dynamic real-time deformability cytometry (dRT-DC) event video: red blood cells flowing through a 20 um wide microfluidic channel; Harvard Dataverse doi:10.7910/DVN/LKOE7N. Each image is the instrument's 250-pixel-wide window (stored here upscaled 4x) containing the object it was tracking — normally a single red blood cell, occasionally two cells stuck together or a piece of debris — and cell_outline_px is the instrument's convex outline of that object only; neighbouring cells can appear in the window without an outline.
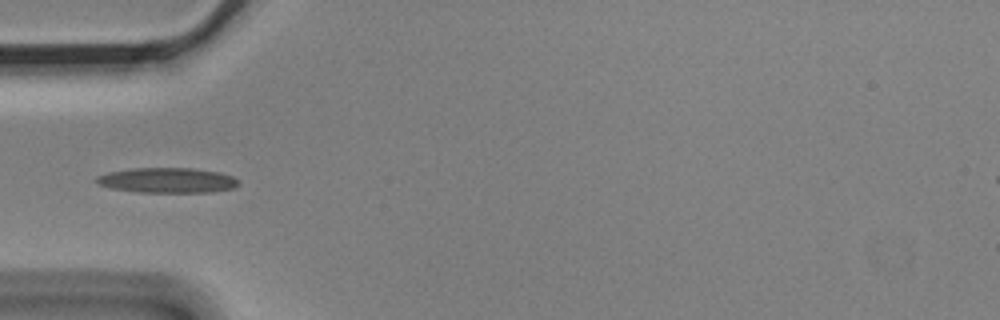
{"species": "Egyptian fruit bat (a non-hibernating species)", "species_latin": "Rousettus aegyptiacus", "temperature_condition": "cold", "stored_images_in_passage": 5, "camera_frame_rate_fps": 3000, "um_per_image_px": 0.085, "animal": {"sex": "male"}, "frame": {"image": 1, "passage_image": 5, "time_ms": 1.333, "image_size_px": [1000, 320], "cell_outline_px": [[240, 184], [232, 188], [212, 192], [136, 192], [112, 188], [100, 184], [96, 180], [96, 176], [108, 172], [132, 168], [192, 168], [220, 172], [232, 176], [240, 180]], "centroid_in_image_um": [14.26, 15.32], "position_along_channel_um": 70.7, "area_um2": 20.81}}